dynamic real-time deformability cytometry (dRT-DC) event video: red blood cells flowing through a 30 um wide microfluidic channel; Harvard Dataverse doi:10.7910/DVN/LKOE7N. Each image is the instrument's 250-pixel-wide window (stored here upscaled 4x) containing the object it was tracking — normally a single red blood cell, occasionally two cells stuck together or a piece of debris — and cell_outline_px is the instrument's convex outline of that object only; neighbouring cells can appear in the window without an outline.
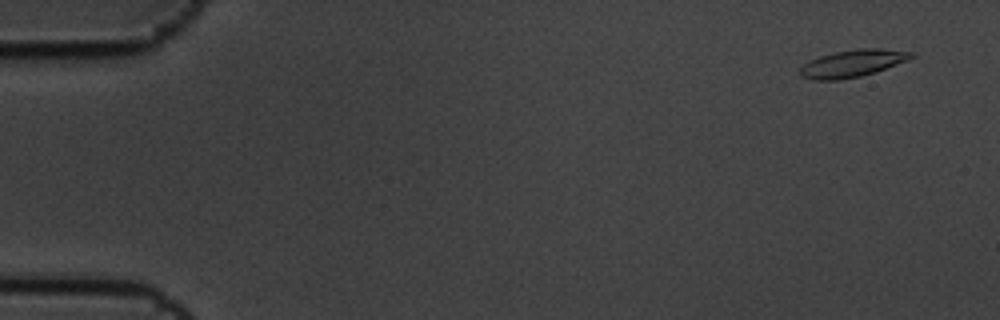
{"species": "common noctule bat (a hibernating species)", "species_latin": "Nyctalus noctula", "temperature_condition": "cold", "stored_images_in_passage": 5, "camera_frame_rate_fps": 3000, "um_per_image_px": 0.085, "animal": {"sex": "male", "body_mass_g": 19.5, "forearm_length_mm": 54.6}, "frame": {"image": 1, "passage_image": 1, "time_ms": 0.0, "image_size_px": [1000, 320], "cell_outline_px": [[916, 56], [908, 60], [876, 72], [860, 76], [840, 80], [812, 80], [800, 76], [800, 68], [804, 64], [820, 56], [836, 52], [860, 48], [880, 48], [916, 52]], "centroid_in_image_um": [72.51, 5.39], "position_along_channel_um": 12.5, "area_um2": 17.69}}
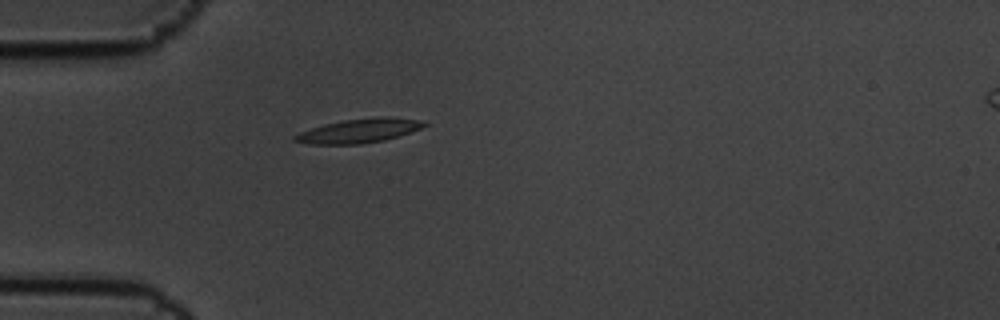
{"frame": {"image": 2, "passage_image": 5, "time_ms": 1.333, "image_size_px": [1000, 320], "cell_outline_px": [[428, 124], [420, 128], [384, 140], [360, 144], [312, 144], [292, 140], [292, 136], [300, 132], [324, 124], [344, 120], [380, 116], [384, 116], [420, 120]], "centroid_in_image_um": [30.48, 11.11], "position_along_channel_um": 54.5, "area_um2": 17.86}}